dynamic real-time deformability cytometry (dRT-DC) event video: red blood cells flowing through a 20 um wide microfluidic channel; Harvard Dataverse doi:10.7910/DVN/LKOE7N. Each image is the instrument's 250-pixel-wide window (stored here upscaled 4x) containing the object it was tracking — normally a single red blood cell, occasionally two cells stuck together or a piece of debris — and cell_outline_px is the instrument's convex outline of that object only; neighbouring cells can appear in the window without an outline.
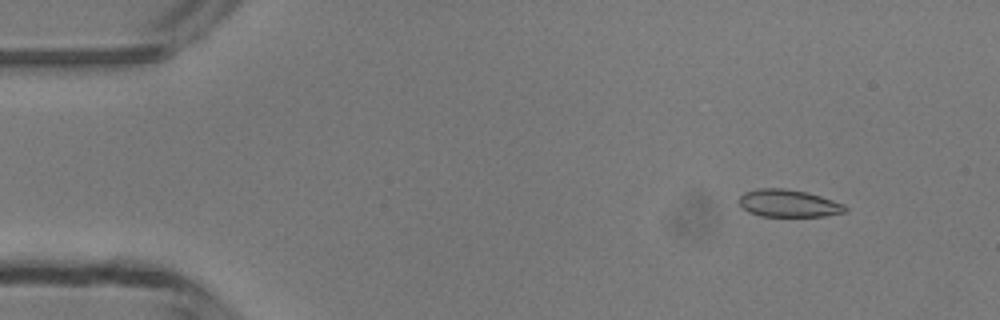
{"species": "common noctule bat (a hibernating species)", "species_latin": "Nyctalus noctula", "temperature_condition": "room temperature", "stored_images_in_passage": 14, "camera_frame_rate_fps": 3000, "um_per_image_px": 0.085, "animal": {"sex": "male", "body_mass_g": 13.3}, "frame": {"image": 1, "passage_image": 2, "time_ms": 0.333, "image_size_px": [1000, 320], "cell_outline_px": [[848, 212], [824, 216], [760, 216], [748, 212], [736, 200], [744, 192], [760, 188], [784, 188], [808, 192], [844, 204], [848, 208]], "centroid_in_image_um": [67.02, 17.28], "position_along_channel_um": 18.0, "area_um2": 17.11}}